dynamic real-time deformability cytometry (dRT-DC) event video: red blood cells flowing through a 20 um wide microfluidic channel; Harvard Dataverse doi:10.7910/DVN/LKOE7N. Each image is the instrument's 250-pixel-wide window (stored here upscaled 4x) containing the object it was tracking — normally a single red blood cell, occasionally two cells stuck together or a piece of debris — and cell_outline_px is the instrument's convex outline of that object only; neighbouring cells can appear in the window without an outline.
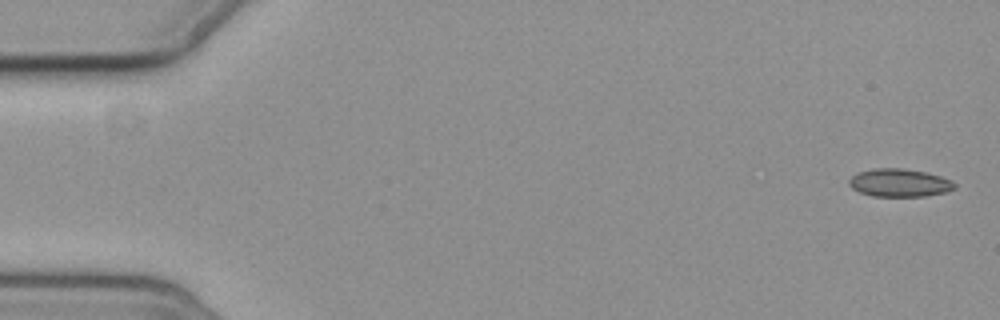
{"species": "common noctule bat (a hibernating species)", "species_latin": "Nyctalus noctula", "temperature_condition": "cold", "stored_images_in_passage": 5, "camera_frame_rate_fps": 3000, "um_per_image_px": 0.085, "animal": {"sex": "female", "body_mass_g": 19.3, "forearm_length_mm": 54.1}, "frame": {"image": 1, "passage_image": 1, "time_ms": 0.0, "image_size_px": [1000, 320], "cell_outline_px": [[956, 188], [948, 192], [924, 196], [872, 196], [860, 192], [852, 188], [848, 184], [848, 180], [856, 172], [872, 168], [900, 168], [924, 172], [940, 176], [952, 180], [956, 184]], "centroid_in_image_um": [76.44, 15.53], "position_along_channel_um": 8.6, "area_um2": 17.34}}
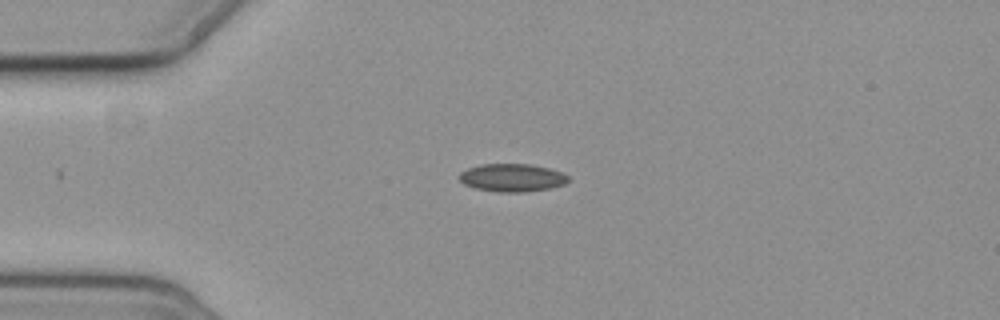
{"frame": {"image": 2, "passage_image": 5, "time_ms": 4.333, "image_size_px": [1000, 320], "cell_outline_px": [[568, 180], [564, 184], [548, 188], [524, 192], [500, 192], [476, 188], [464, 184], [460, 180], [460, 172], [468, 168], [480, 164], [528, 164], [548, 168], [560, 172], [568, 176]], "centroid_in_image_um": [43.5, 15.1], "position_along_channel_um": 41.5, "area_um2": 17.46}}